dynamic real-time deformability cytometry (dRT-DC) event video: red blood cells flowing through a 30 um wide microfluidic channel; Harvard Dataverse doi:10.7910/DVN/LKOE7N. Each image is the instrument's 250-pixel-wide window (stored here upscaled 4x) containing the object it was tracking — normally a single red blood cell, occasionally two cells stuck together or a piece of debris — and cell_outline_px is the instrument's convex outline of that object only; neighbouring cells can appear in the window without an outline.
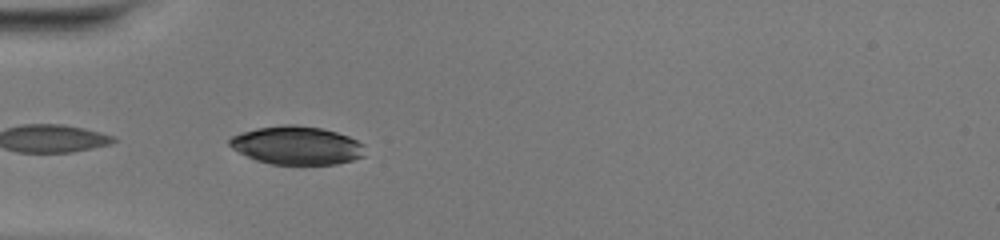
{"species": "common noctule bat (a hibernating species)", "species_latin": "Nyctalus noctula", "temperature_condition": "warm", "stored_images_in_passage": 3, "camera_frame_rate_fps": 3000, "um_per_image_px": 0.085, "animal": {"sex": "female", "body_mass_g": 20.0, "forearm_length_mm": 54.0}, "frame": {"image": 1, "passage_image": 1, "time_ms": 0.0, "image_size_px": [1000, 240], "cell_outline_px": [[364, 156], [352, 160], [336, 164], [272, 164], [256, 160], [232, 148], [228, 144], [228, 140], [232, 136], [240, 132], [256, 128], [284, 124], [296, 124], [320, 128], [336, 132], [348, 136], [364, 144]], "centroid_in_image_um": [25.21, 12.35], "position_along_channel_um": 59.8, "area_um2": 30.23}}